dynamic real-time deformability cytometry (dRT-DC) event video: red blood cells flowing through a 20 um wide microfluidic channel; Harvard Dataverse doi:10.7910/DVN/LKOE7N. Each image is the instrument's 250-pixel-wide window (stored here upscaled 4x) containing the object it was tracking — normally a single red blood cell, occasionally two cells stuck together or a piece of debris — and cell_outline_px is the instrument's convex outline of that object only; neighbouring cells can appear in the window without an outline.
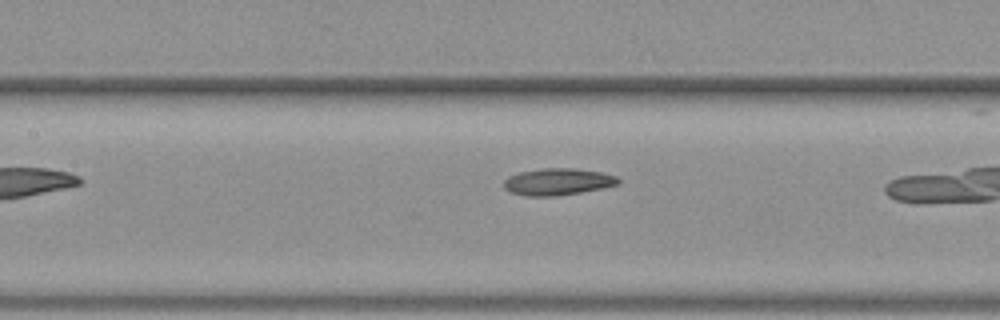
{"species": "common noctule bat (a hibernating species)", "species_latin": "Nyctalus noctula", "temperature_condition": "warm", "stored_images_in_passage": 16, "camera_frame_rate_fps": 3000, "um_per_image_px": 0.085, "animal": {"sex": "female", "body_mass_g": 19.3, "forearm_length_mm": 54.1}, "frame": {"image": 1, "passage_image": 5, "time_ms": 1.333, "image_size_px": [1000, 320], "cell_outline_px": [[620, 184], [580, 192], [552, 196], [528, 196], [512, 192], [504, 188], [504, 180], [508, 176], [520, 172], [544, 168], [576, 168], [600, 172], [616, 176], [620, 180]], "centroid_in_image_um": [47.41, 15.44], "position_along_channel_um": 160.0, "area_um2": 17.69}}
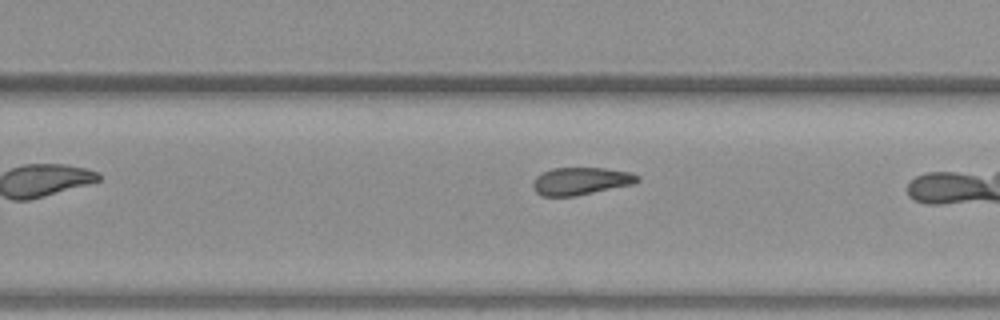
{"frame": {"image": 2, "passage_image": 14, "time_ms": 4.333, "image_size_px": [1000, 320], "cell_outline_px": [[640, 180], [632, 184], [576, 196], [540, 196], [532, 188], [532, 184], [536, 176], [552, 168], [604, 168], [632, 172], [640, 176]], "centroid_in_image_um": [49.36, 15.39], "position_along_channel_um": 280.4, "area_um2": 16.82}}